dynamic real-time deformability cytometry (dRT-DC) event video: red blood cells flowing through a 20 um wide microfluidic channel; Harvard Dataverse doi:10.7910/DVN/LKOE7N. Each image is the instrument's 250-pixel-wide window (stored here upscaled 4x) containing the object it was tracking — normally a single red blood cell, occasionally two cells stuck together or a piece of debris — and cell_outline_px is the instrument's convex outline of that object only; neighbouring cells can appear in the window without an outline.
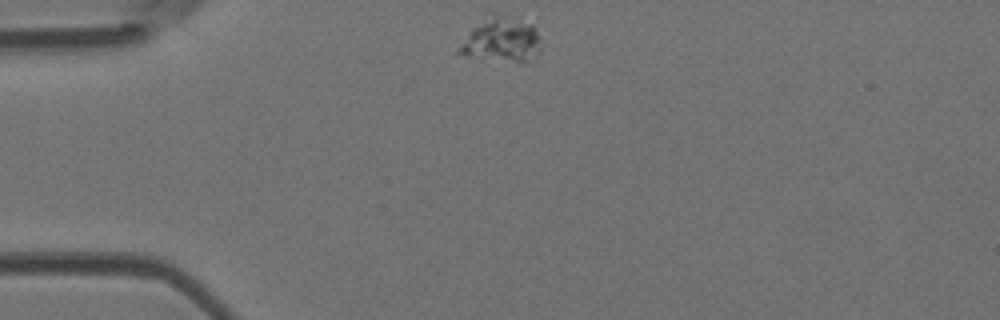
{"species": "Egyptian fruit bat (a non-hibernating species)", "species_latin": "Rousettus aegyptiacus", "temperature_condition": "room temperature", "stored_images_in_passage": 2, "camera_frame_rate_fps": 3000, "um_per_image_px": 0.085, "animal": {"sex": "female"}, "frame": {"image": 1, "passage_image": 1, "time_ms": 0.0, "image_size_px": [1000, 320], "cell_outline_px": [[540, 52], [532, 64], [520, 64], [468, 56], [456, 52], [460, 44], [472, 28], [496, 16], [532, 24], [536, 28], [540, 36]], "centroid_in_image_um": [42.73, 3.53], "position_along_channel_um": 42.3, "area_um2": 20.92}}